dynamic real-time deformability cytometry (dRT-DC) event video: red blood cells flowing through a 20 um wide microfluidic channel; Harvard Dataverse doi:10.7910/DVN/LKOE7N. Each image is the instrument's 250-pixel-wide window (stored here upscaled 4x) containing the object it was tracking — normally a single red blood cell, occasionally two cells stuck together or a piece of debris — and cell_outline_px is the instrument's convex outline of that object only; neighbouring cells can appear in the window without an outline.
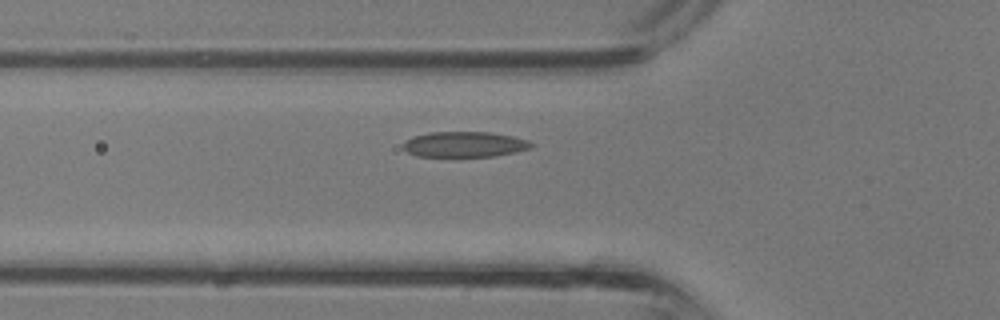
{"species": "common noctule bat (a hibernating species)", "species_latin": "Nyctalus noctula", "temperature_condition": "room temperature", "stored_images_in_passage": 33, "camera_frame_rate_fps": 3000, "um_per_image_px": 0.085, "animal": {"sex": "male", "body_mass_g": 13.3}, "frame": {"image": 1, "passage_image": 12, "time_ms": 3.667, "image_size_px": [1000, 320], "cell_outline_px": [[536, 144], [532, 148], [492, 156], [416, 156], [408, 152], [404, 148], [404, 140], [412, 136], [428, 132], [488, 132], [512, 136], [528, 140]], "centroid_in_image_um": [39.47, 12.26], "position_along_channel_um": 86.3, "area_um2": 18.96}}
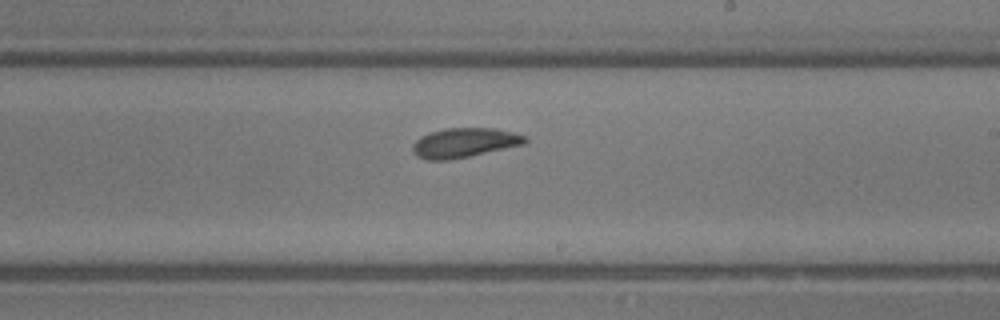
{"frame": {"image": 2, "passage_image": 21, "time_ms": 6.667, "image_size_px": [1000, 320], "cell_outline_px": [[528, 140], [524, 144], [468, 156], [448, 160], [428, 160], [416, 156], [412, 152], [412, 144], [420, 136], [444, 128], [496, 128], [528, 136]], "centroid_in_image_um": [39.45, 12.12], "position_along_channel_um": 249.5, "area_um2": 19.31}}
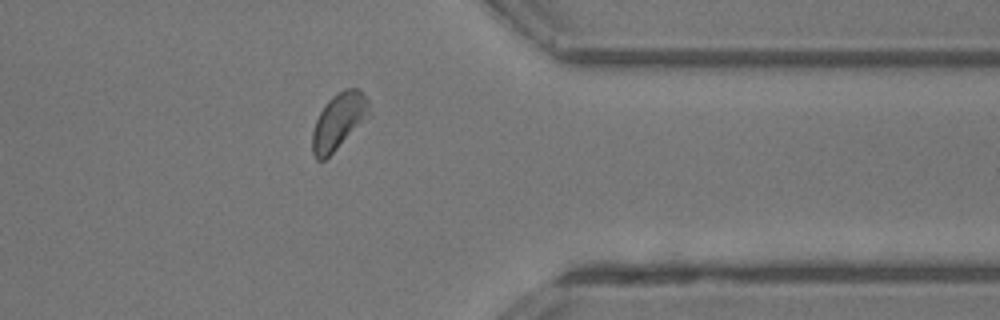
{"frame": {"image": 3, "passage_image": 29, "time_ms": 9.333, "image_size_px": [1000, 320], "cell_outline_px": [[372, 116], [324, 160], [316, 160], [312, 152], [312, 132], [316, 120], [320, 112], [328, 100], [332, 96], [344, 88], [360, 88], [364, 92], [368, 100], [372, 112]], "centroid_in_image_um": [28.85, 10.28], "position_along_channel_um": 382.6, "area_um2": 19.07}}